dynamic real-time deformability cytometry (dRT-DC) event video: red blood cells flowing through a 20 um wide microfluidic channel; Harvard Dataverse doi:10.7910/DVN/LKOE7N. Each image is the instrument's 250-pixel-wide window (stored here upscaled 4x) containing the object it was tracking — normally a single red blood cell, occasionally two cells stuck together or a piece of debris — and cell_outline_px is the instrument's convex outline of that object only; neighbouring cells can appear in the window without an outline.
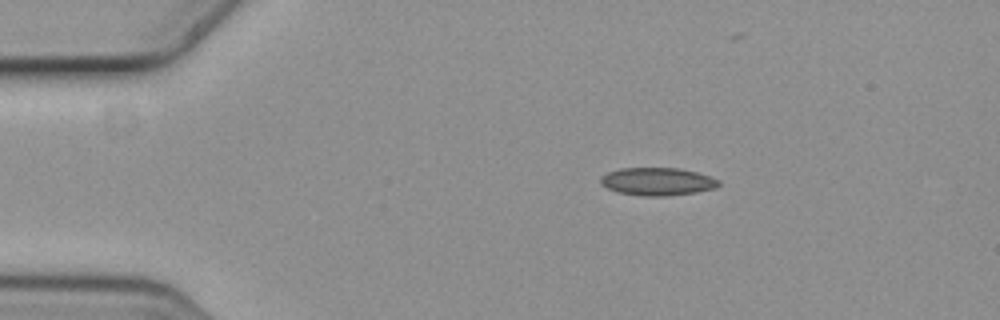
{"species": "common noctule bat (a hibernating species)", "species_latin": "Nyctalus noctula", "temperature_condition": "cold", "stored_images_in_passage": 5, "camera_frame_rate_fps": 3000, "um_per_image_px": 0.085, "animal": {"sex": "female", "body_mass_g": 19.3, "forearm_length_mm": 54.1}, "frame": {"image": 1, "passage_image": 1, "time_ms": 0.0, "image_size_px": [1000, 320], "cell_outline_px": [[720, 184], [716, 188], [696, 192], [668, 196], [644, 196], [620, 192], [608, 188], [600, 184], [600, 176], [608, 172], [620, 168], [680, 168], [696, 172], [720, 180]], "centroid_in_image_um": [55.88, 15.43], "position_along_channel_um": 29.1, "area_um2": 19.13}}